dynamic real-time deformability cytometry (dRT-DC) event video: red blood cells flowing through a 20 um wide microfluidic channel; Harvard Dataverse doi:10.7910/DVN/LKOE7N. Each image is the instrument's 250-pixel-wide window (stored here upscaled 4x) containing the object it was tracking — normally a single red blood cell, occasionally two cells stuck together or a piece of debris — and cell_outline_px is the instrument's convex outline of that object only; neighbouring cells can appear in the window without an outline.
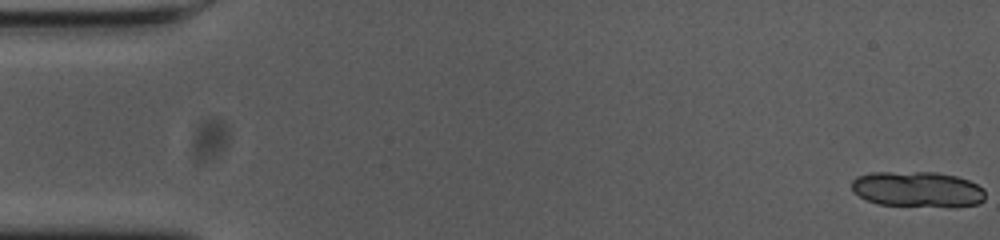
{"species": "common noctule bat (a hibernating species)", "species_latin": "Nyctalus noctula", "temperature_condition": "cold", "stored_images_in_passage": 42, "segment_of_instrument_passage": [1, 2], "camera_frame_rate_fps": 3000, "um_per_image_px": 0.085, "animal": {"sex": "female", "body_mass_g": 23.0, "forearm_length_mm": 53.4}, "frame": {"image": 1, "passage_image": 1, "time_ms": 0.0, "image_size_px": [1000, 240], "cell_outline_px": [[984, 200], [980, 204], [876, 204], [852, 192], [852, 180], [856, 176], [872, 172], [936, 172], [956, 176], [968, 180], [984, 188]], "centroid_in_image_um": [77.92, 16.03], "position_along_channel_um": 7.1, "area_um2": 26.82}}